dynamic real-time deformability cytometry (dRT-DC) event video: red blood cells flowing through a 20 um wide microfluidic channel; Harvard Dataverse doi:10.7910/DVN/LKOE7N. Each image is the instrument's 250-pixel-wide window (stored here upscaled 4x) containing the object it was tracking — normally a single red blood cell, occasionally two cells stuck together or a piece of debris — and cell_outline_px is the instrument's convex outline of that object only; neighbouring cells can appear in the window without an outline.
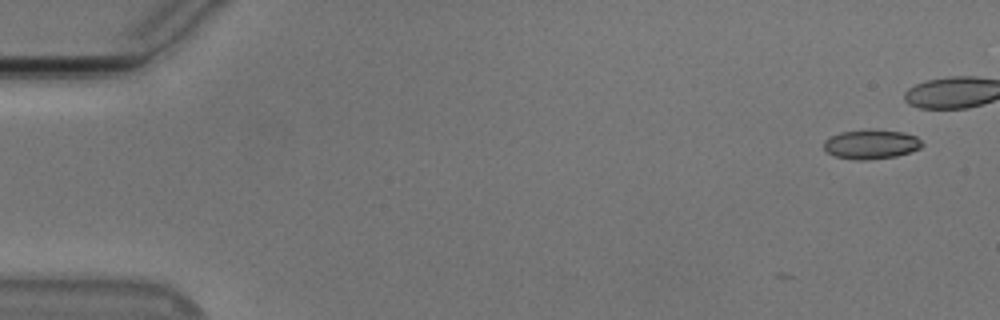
{"species": "Egyptian fruit bat (a non-hibernating species)", "species_latin": "Rousettus aegyptiacus", "temperature_condition": "cold", "stored_images_in_passage": 3, "camera_frame_rate_fps": 3000, "um_per_image_px": 0.085, "animal": {"sex": "male"}, "frame": {"image": 1, "passage_image": 3, "time_ms": 0.667, "image_size_px": [1000, 320], "cell_outline_px": [[924, 144], [920, 148], [896, 156], [864, 160], [856, 160], [836, 156], [828, 152], [824, 148], [824, 140], [840, 132], [904, 132], [916, 136]], "centroid_in_image_um": [74.05, 12.3], "position_along_channel_um": 10.9, "area_um2": 15.95}}